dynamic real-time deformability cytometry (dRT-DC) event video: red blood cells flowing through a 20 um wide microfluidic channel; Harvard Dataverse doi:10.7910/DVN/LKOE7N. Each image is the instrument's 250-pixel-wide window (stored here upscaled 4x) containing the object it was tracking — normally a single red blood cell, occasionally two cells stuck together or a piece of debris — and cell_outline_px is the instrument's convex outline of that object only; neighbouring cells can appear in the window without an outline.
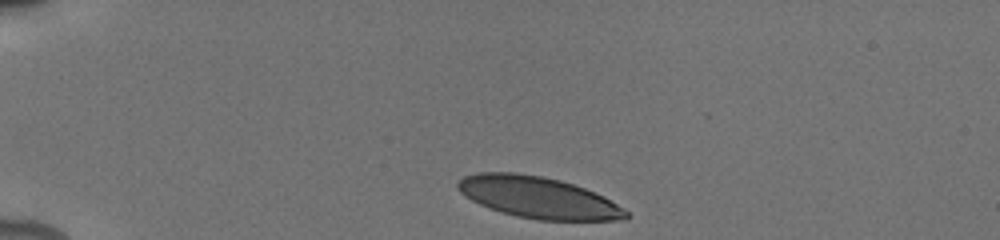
{"species": "human", "species_latin": "Homo sapiens", "temperature_condition": "cold", "stored_images_in_passage": 17, "camera_frame_rate_fps": 3000, "um_per_image_px": 0.085, "donor": {"sex": "male"}, "frame": {"image": 1, "passage_image": 1, "time_ms": 0.0, "image_size_px": [1000, 240], "cell_outline_px": [[628, 220], [540, 220], [516, 216], [480, 204], [464, 196], [456, 188], [456, 184], [464, 176], [476, 172], [516, 172], [540, 176], [560, 180], [596, 192], [604, 196], [624, 208], [628, 212]], "centroid_in_image_um": [45.76, 16.78], "position_along_channel_um": 39.2, "area_um2": 40.58}}